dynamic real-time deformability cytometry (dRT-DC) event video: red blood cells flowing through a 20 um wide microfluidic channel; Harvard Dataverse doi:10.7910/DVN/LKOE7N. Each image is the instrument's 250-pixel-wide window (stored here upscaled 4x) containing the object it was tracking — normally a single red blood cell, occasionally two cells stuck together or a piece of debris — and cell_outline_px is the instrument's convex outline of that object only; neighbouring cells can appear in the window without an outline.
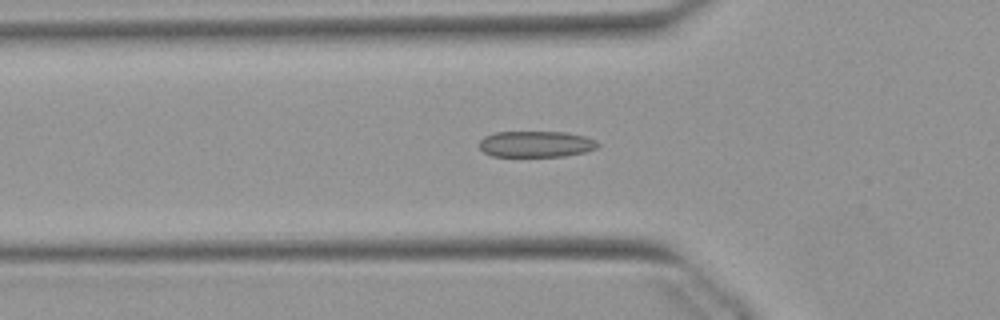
{"species": "Egyptian fruit bat (a non-hibernating species)", "species_latin": "Rousettus aegyptiacus", "temperature_condition": "warm", "stored_images_in_passage": 53, "camera_frame_rate_fps": 3000, "um_per_image_px": 0.085, "animal": {"sex": "female"}, "frame": {"image": 1, "passage_image": 17, "time_ms": 5.333, "image_size_px": [1000, 320], "cell_outline_px": [[600, 144], [596, 148], [584, 152], [564, 156], [492, 156], [484, 152], [480, 148], [480, 140], [484, 136], [496, 132], [564, 132], [584, 136], [596, 140]], "centroid_in_image_um": [45.56, 12.24], "position_along_channel_um": 80.2, "area_um2": 17.98}}
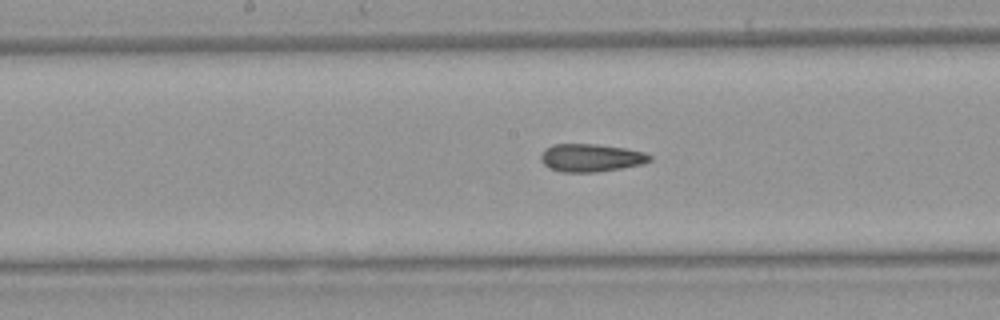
{"frame": {"image": 2, "passage_image": 26, "time_ms": 8.333, "image_size_px": [1000, 320], "cell_outline_px": [[652, 160], [644, 164], [596, 172], [560, 172], [548, 168], [540, 160], [540, 156], [552, 144], [596, 144], [628, 148], [644, 152], [652, 156]], "centroid_in_image_um": [50.26, 13.41], "position_along_channel_um": 197.9, "area_um2": 17.8}}
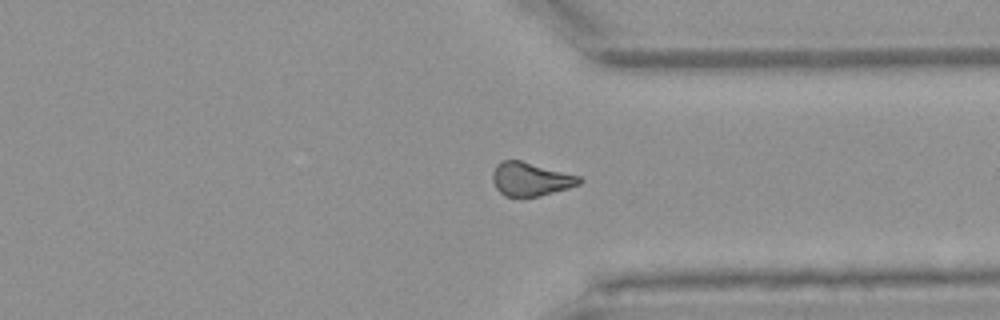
{"frame": {"image": 3, "passage_image": 39, "time_ms": 12.667, "image_size_px": [1000, 320], "cell_outline_px": [[584, 180], [580, 184], [568, 188], [540, 196], [504, 196], [496, 188], [492, 180], [492, 172], [496, 164], [500, 160], [520, 160], [580, 176]], "centroid_in_image_um": [45.09, 15.22], "position_along_channel_um": 366.3, "area_um2": 16.99}, "authors_computed_cell_mechanics": {"area_um2": 17.8024, "velocity_mm_per_s": 3.9036, "shape_relaxation_time_tau1_ms": null, "shape_relaxation_time_tau2_ms": 6.4407, "deformation_change_tau1": null, "deformation_change_tau2": 0.1592}}